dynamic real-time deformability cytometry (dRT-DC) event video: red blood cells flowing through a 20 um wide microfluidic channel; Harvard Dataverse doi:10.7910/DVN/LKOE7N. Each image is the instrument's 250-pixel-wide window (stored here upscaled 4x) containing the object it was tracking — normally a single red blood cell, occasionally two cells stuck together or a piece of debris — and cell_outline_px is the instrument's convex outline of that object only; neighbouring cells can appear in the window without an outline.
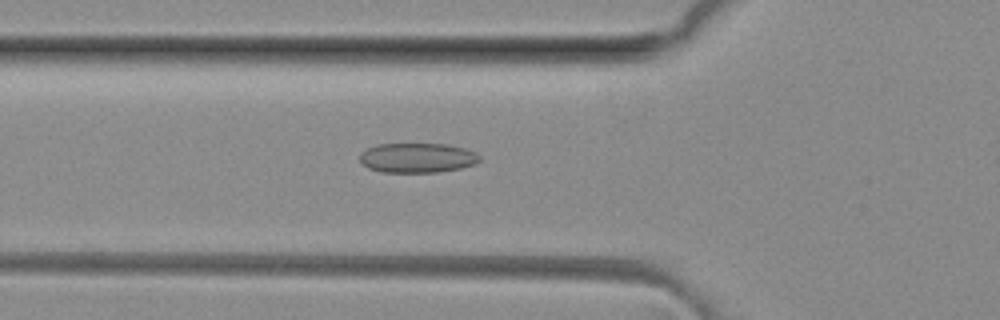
{"species": "common noctule bat (a hibernating species)", "species_latin": "Nyctalus noctula", "temperature_condition": "room temperature", "stored_images_in_passage": 31, "camera_frame_rate_fps": 3000, "um_per_image_px": 0.085, "animal": {"sex": "female", "body_mass_g": 29.2, "forearm_length_mm": 56.3}, "frame": {"image": 1, "passage_image": 5, "time_ms": 1.333, "image_size_px": [1000, 320], "cell_outline_px": [[480, 160], [476, 164], [460, 168], [436, 172], [380, 172], [368, 168], [360, 160], [360, 152], [376, 144], [448, 144], [464, 148], [476, 152], [480, 156]], "centroid_in_image_um": [35.48, 13.41], "position_along_channel_um": 90.3, "area_um2": 20.81}}
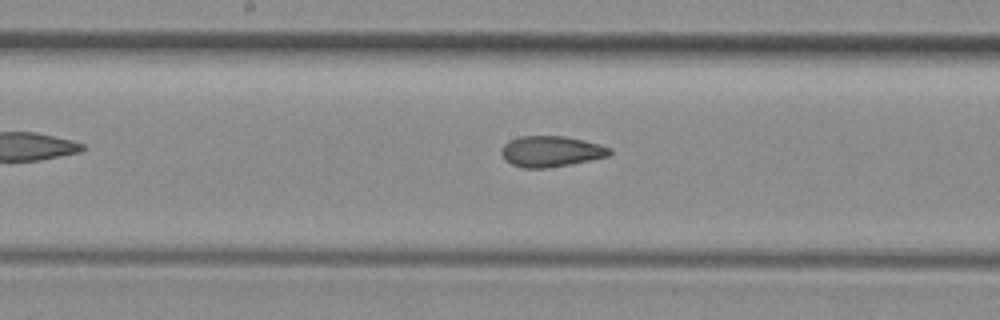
{"frame": {"image": 2, "passage_image": 13, "time_ms": 4.0, "image_size_px": [1000, 320], "cell_outline_px": [[612, 152], [608, 156], [572, 164], [544, 168], [524, 168], [512, 164], [500, 152], [500, 148], [508, 140], [520, 136], [564, 136], [584, 140], [600, 144], [612, 148]], "centroid_in_image_um": [46.85, 12.86], "position_along_channel_um": 201.3, "area_um2": 19.48}}
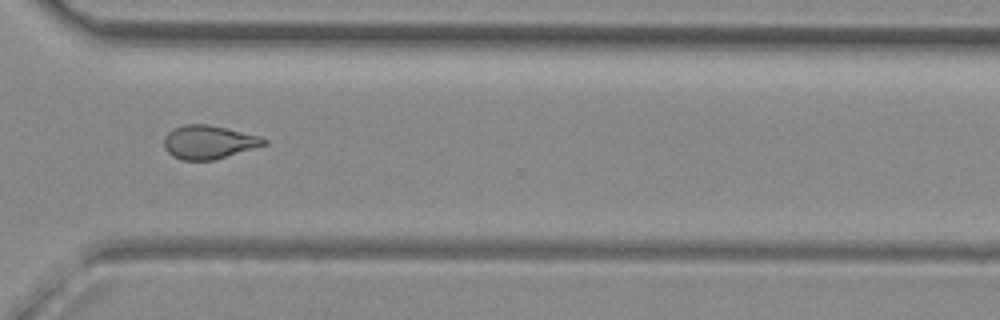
{"frame": {"image": 3, "passage_image": 24, "time_ms": 7.667, "image_size_px": [1000, 320], "cell_outline_px": [[268, 144], [212, 160], [180, 160], [172, 156], [164, 148], [164, 136], [172, 128], [184, 124], [208, 124], [260, 136], [268, 140]], "centroid_in_image_um": [17.71, 12.07], "position_along_channel_um": 352.9, "area_um2": 19.54}}